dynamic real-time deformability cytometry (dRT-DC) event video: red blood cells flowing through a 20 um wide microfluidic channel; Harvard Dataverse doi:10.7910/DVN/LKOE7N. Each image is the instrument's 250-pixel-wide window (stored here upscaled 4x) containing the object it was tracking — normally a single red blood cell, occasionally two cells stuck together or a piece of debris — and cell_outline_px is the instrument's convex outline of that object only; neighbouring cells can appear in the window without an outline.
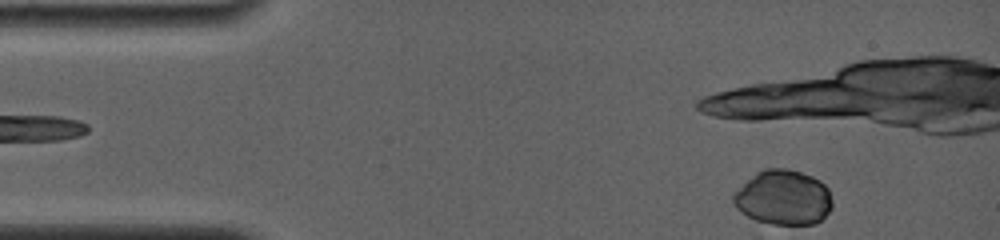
{"species": "common noctule bat (a hibernating species)", "species_latin": "Nyctalus noctula", "temperature_condition": "room temperature", "stored_images_in_passage": 9, "camera_frame_rate_fps": 4000, "um_per_image_px": 0.085, "animal": {"sex": "female", "body_mass_g": 19.0, "forearm_length_mm": 56.7}, "frame": {"image": 1, "passage_image": 1, "time_ms": 0.0, "image_size_px": [1000, 240], "cell_outline_px": [[832, 208], [816, 224], [764, 224], [748, 216], [736, 208], [732, 200], [732, 192], [756, 172], [764, 168], [788, 168], [812, 176], [820, 180], [828, 188], [832, 200]], "centroid_in_image_um": [66.56, 16.78], "position_along_channel_um": 18.4, "area_um2": 31.96}}